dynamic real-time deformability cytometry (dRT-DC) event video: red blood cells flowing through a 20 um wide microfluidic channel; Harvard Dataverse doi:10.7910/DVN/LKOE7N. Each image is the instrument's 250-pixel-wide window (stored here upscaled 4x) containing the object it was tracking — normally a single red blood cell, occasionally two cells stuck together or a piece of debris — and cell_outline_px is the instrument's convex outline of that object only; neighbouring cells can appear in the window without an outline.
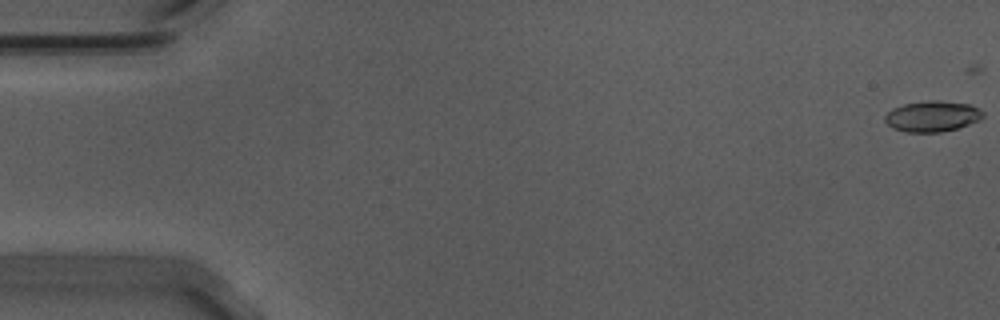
{"species": "Egyptian fruit bat (a non-hibernating species)", "species_latin": "Rousettus aegyptiacus", "temperature_condition": "warm", "stored_images_in_passage": 54, "camera_frame_rate_fps": 3000, "um_per_image_px": 0.085, "animal": {"sex": "male"}, "frame": {"image": 1, "passage_image": 1, "time_ms": 0.0, "image_size_px": [1000, 320], "cell_outline_px": [[984, 116], [980, 120], [956, 128], [940, 132], [904, 132], [892, 128], [884, 120], [884, 116], [892, 108], [904, 104], [928, 100], [940, 100], [968, 104], [984, 112]], "centroid_in_image_um": [79.21, 9.88], "position_along_channel_um": 5.8, "area_um2": 17.57}}
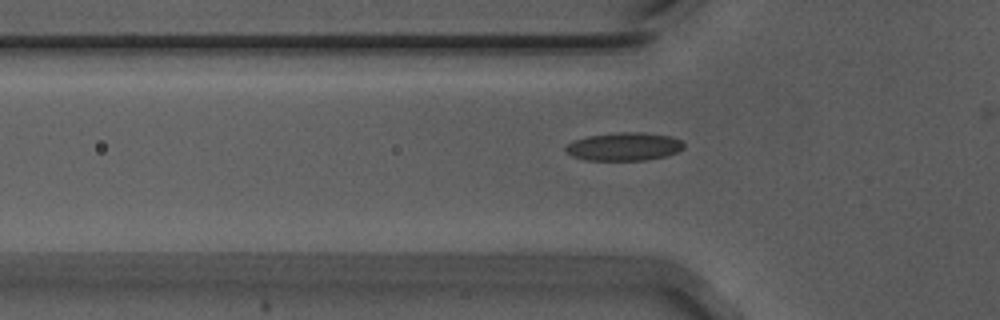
{"frame": {"image": 2, "passage_image": 19, "time_ms": 6.0, "image_size_px": [1000, 320], "cell_outline_px": [[684, 148], [676, 152], [664, 156], [644, 160], [588, 160], [572, 156], [564, 148], [568, 144], [576, 140], [588, 136], [620, 132], [644, 132], [672, 136], [680, 140], [684, 144]], "centroid_in_image_um": [53.07, 12.45], "position_along_channel_um": 72.7, "area_um2": 19.19}}
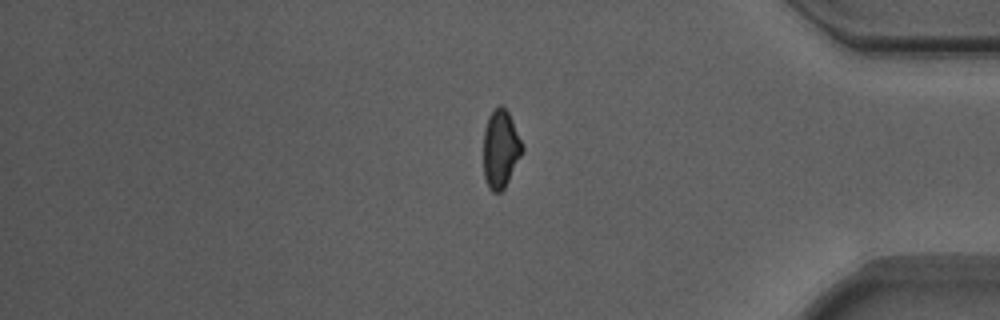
{"frame": {"image": 3, "passage_image": 47, "time_ms": 15.333, "image_size_px": [1000, 320], "cell_outline_px": [[524, 152], [504, 188], [500, 192], [492, 192], [488, 188], [484, 176], [484, 128], [488, 116], [500, 104], [508, 112], [512, 120], [524, 148]], "centroid_in_image_um": [42.55, 12.68], "position_along_channel_um": 392.6, "area_um2": 17.63}, "authors_computed_cell_mechanics": {"area_um2": 17.9758, "velocity_mm_per_s": 3.7308, "shape_relaxation_time_tau1_ms": 7.6329, "shape_relaxation_time_tau2_ms": 2.2055, "deformation_change_tau1": 0.1779, "deformation_change_tau2": 0.09}}